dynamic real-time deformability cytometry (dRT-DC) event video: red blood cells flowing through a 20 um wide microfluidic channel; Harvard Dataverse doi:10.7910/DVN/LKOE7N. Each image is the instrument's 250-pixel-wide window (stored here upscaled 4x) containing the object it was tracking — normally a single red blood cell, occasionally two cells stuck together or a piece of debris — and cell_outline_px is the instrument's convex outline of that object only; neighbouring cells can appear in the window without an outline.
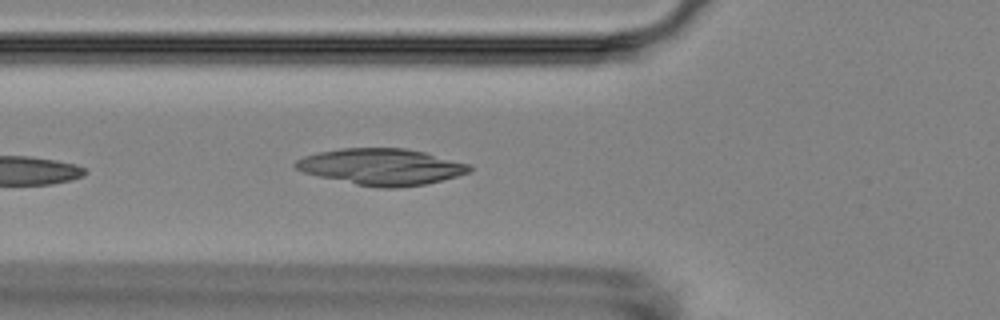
{"species": "Egyptian fruit bat (a non-hibernating species)", "species_latin": "Rousettus aegyptiacus", "temperature_condition": "room temperature", "stored_images_in_passage": 5, "camera_frame_rate_fps": 3000, "um_per_image_px": 0.085, "animal": {"sex": "female"}, "frame": {"image": 1, "passage_image": 5, "time_ms": 4.333, "image_size_px": [1000, 320], "cell_outline_px": [[472, 168], [468, 172], [456, 176], [424, 184], [396, 188], [380, 188], [356, 184], [320, 176], [304, 172], [296, 168], [292, 164], [296, 160], [304, 156], [320, 152], [340, 148], [404, 148], [424, 152], [472, 164]], "centroid_in_image_um": [32.43, 14.17], "position_along_channel_um": 93.4, "area_um2": 36.59}}